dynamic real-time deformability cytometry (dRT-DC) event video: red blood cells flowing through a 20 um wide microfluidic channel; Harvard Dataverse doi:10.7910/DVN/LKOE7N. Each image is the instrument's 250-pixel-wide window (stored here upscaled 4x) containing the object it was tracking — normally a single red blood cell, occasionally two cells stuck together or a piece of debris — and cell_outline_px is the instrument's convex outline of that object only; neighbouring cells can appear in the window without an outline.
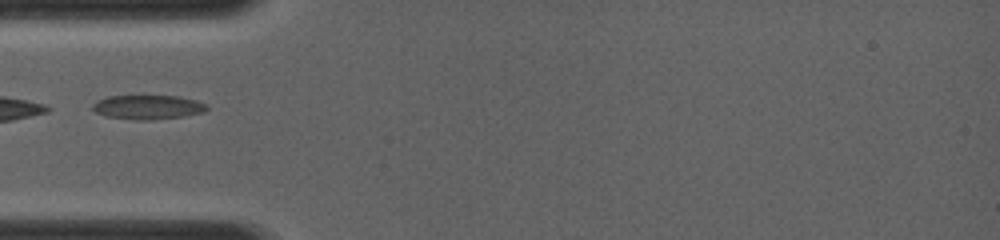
{"species": "common noctule bat (a hibernating species)", "species_latin": "Nyctalus noctula", "temperature_condition": "room temperature", "stored_images_in_passage": 19, "camera_frame_rate_fps": 4000, "um_per_image_px": 0.085, "animal": {"sex": "female", "body_mass_g": 19.0, "forearm_length_mm": 56.7}, "frame": {"image": 1, "passage_image": 1, "time_ms": 0.0, "image_size_px": [1000, 240], "cell_outline_px": [[208, 108], [204, 112], [184, 116], [152, 120], [136, 120], [104, 116], [96, 112], [92, 108], [92, 104], [96, 100], [108, 96], [180, 96], [196, 100], [204, 104]], "centroid_in_image_um": [12.54, 9.11], "position_along_channel_um": 72.5, "area_um2": 16.18}}
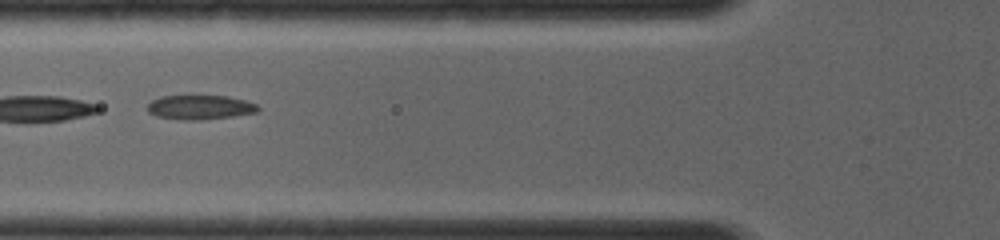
{"frame": {"image": 2, "passage_image": 4, "time_ms": 0.75, "image_size_px": [1000, 240], "cell_outline_px": [[260, 112], [232, 116], [200, 120], [184, 120], [156, 116], [148, 112], [148, 104], [152, 100], [160, 96], [188, 92], [192, 92], [228, 96], [244, 100], [256, 104], [260, 108]], "centroid_in_image_um": [16.97, 9.05], "position_along_channel_um": 108.8, "area_um2": 16.7}}